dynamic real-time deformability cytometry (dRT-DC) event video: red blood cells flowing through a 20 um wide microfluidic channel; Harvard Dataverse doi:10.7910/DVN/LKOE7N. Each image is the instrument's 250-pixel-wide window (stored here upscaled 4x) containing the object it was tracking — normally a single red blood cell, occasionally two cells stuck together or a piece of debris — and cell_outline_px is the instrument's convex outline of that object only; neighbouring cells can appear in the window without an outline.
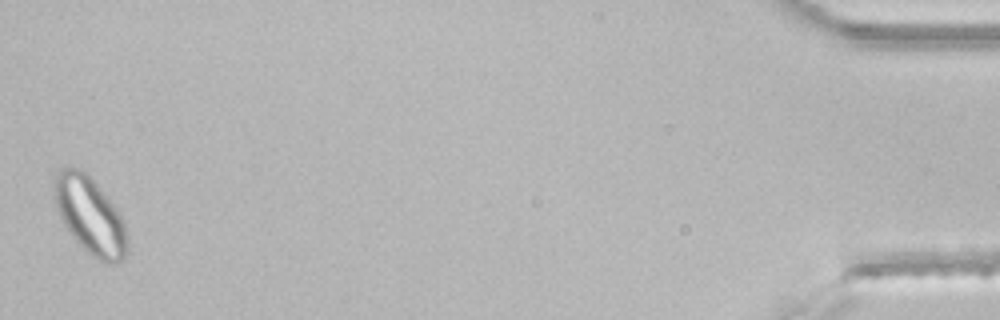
{"species": "common noctule bat (a hibernating species)", "species_latin": "Nyctalus noctula", "temperature_condition": "room temperature", "stored_images_in_passage": 44, "segment_of_instrument_passage": [2, 2], "camera_frame_rate_fps": 3000, "um_per_image_px": 0.085, "animal": {"sex": "male", "body_mass_g": 21.5, "forearm_length_mm": 52.0}, "frame": {"image": 1, "passage_image": 44, "time_ms": 14.333, "image_size_px": [1000, 320], "cell_outline_px": [[128, 248], [124, 260], [116, 264], [104, 264], [92, 256], [72, 236], [64, 224], [60, 216], [56, 204], [56, 172], [60, 168], [80, 168], [100, 188], [120, 212], [124, 224], [128, 240]], "centroid_in_image_um": [7.71, 18.39], "position_along_channel_um": 427.5, "area_um2": 32.37}}